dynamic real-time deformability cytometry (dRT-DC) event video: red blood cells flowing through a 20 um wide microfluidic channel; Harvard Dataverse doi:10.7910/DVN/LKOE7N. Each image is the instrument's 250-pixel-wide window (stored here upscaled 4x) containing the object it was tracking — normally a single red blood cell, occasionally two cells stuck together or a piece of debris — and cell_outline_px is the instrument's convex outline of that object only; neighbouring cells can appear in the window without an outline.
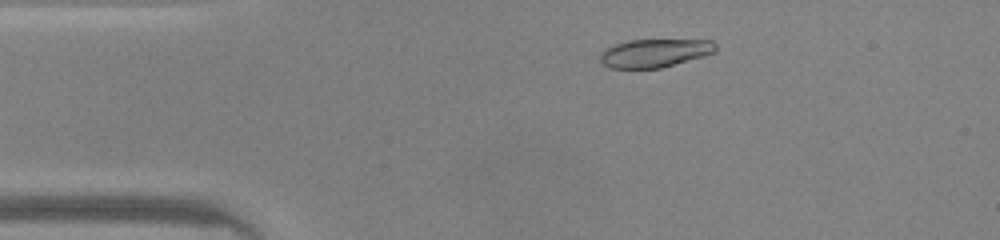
{"species": "common noctule bat (a hibernating species)", "species_latin": "Nyctalus noctula", "temperature_condition": "warm", "stored_images_in_passage": 46, "camera_frame_rate_fps": 3000, "um_per_image_px": 0.085, "animal": {"sex": "male", "body_mass_g": 20.0, "forearm_length_mm": 53.3}, "frame": {"image": 1, "passage_image": 7, "time_ms": 2.0, "image_size_px": [1000, 240], "cell_outline_px": [[716, 52], [704, 56], [660, 68], [608, 68], [600, 60], [600, 52], [616, 44], [628, 40], [712, 40], [716, 44]], "centroid_in_image_um": [55.66, 4.51], "position_along_channel_um": 29.3, "area_um2": 18.96}}
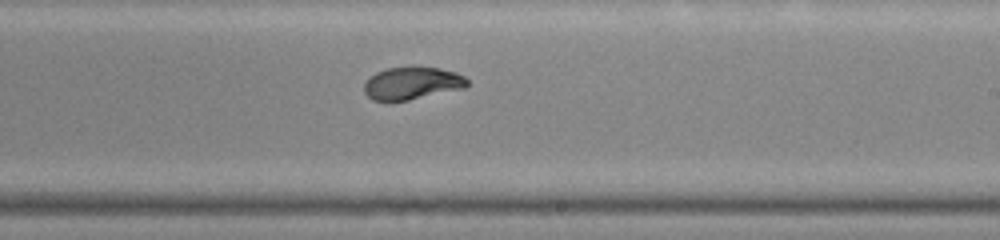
{"frame": {"image": 2, "passage_image": 26, "time_ms": 8.333, "image_size_px": [1000, 240], "cell_outline_px": [[468, 84], [464, 88], [408, 100], [372, 100], [364, 92], [364, 84], [376, 72], [384, 68], [440, 68], [456, 72], [464, 76], [468, 80]], "centroid_in_image_um": [35.04, 7.08], "position_along_channel_um": 254.0, "area_um2": 19.13}}
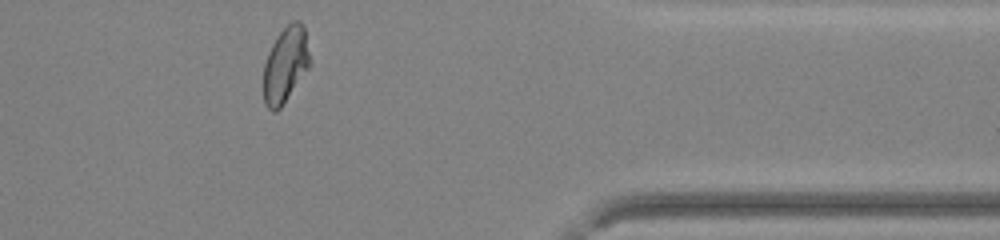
{"frame": {"image": 3, "passage_image": 37, "time_ms": 12.0, "image_size_px": [1000, 240], "cell_outline_px": [[312, 64], [280, 108], [276, 112], [272, 112], [264, 104], [264, 64], [268, 52], [276, 36], [292, 20], [300, 20], [304, 24]], "centroid_in_image_um": [24.29, 5.48], "position_along_channel_um": 387.1, "area_um2": 20.75}, "authors_computed_cell_mechanics": {"area_um2": 20.4612, "velocity_mm_per_s": 4.2588, "shape_relaxation_time_tau1_ms": 6.5259, "shape_relaxation_time_tau2_ms": null, "deformation_change_tau1": 0.2479, "deformation_change_tau2": null}}